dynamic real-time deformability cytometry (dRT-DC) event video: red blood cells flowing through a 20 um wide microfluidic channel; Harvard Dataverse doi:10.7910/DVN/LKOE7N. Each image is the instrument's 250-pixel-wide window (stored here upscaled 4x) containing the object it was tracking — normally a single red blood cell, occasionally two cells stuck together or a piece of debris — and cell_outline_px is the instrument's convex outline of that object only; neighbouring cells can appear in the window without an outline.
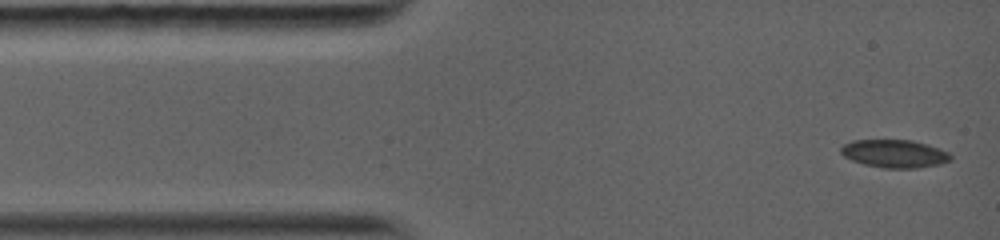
{"species": "common noctule bat (a hibernating species)", "species_latin": "Nyctalus noctula", "temperature_condition": "warm", "stored_images_in_passage": 21, "camera_frame_rate_fps": 5000, "um_per_image_px": 0.085, "animal": {"sex": "female", "body_mass_g": 19.0, "forearm_length_mm": 56.7}, "frame": {"image": 1, "passage_image": 1, "time_ms": 0.0, "image_size_px": [1000, 240], "cell_outline_px": [[952, 160], [940, 164], [916, 168], [884, 168], [864, 164], [852, 160], [844, 156], [840, 152], [840, 148], [844, 144], [852, 140], [912, 140], [928, 144], [948, 152], [952, 156]], "centroid_in_image_um": [76.04, 13.06], "position_along_channel_um": 9.0, "area_um2": 17.92}}
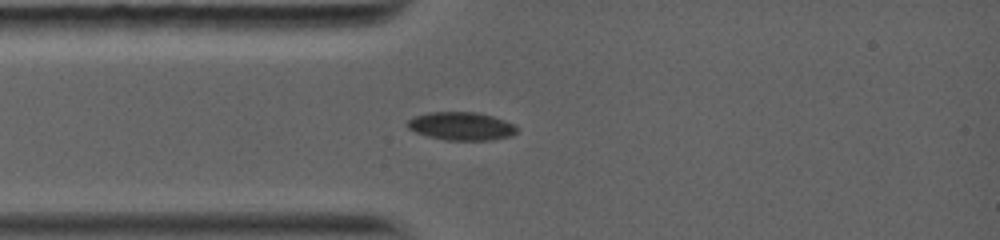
{"frame": {"image": 2, "passage_image": 18, "time_ms": 2.6, "image_size_px": [1000, 240], "cell_outline_px": [[516, 132], [512, 136], [492, 140], [444, 140], [428, 136], [416, 132], [408, 128], [404, 124], [408, 120], [416, 116], [428, 112], [476, 112], [492, 116], [516, 124]], "centroid_in_image_um": [39.21, 10.72], "position_along_channel_um": 45.8, "area_um2": 18.03}}